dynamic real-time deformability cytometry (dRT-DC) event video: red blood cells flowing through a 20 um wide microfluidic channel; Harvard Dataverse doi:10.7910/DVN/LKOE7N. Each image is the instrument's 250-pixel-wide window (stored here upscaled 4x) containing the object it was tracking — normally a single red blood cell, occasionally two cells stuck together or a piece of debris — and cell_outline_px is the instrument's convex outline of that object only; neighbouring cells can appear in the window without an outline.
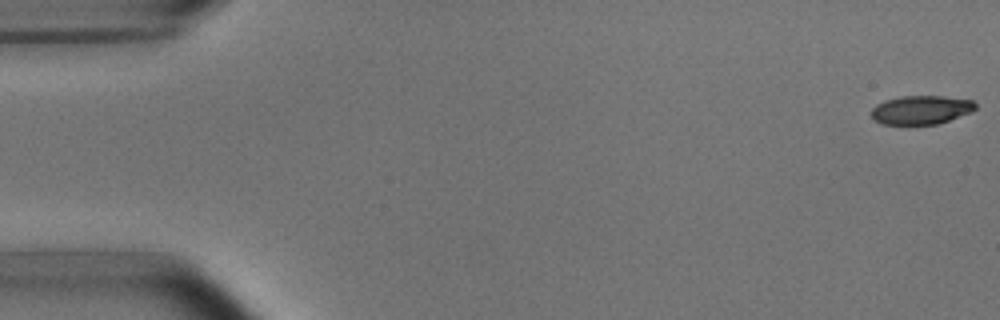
{"species": "common noctule bat (a hibernating species)", "species_latin": "Nyctalus noctula", "temperature_condition": "room temperature", "stored_images_in_passage": 4, "camera_frame_rate_fps": 3000, "um_per_image_px": 0.085, "animal": {"sex": "male", "body_mass_g": 15.6}, "frame": {"image": 1, "passage_image": 1, "time_ms": 0.0, "image_size_px": [1000, 320], "cell_outline_px": [[976, 108], [972, 112], [936, 124], [884, 124], [876, 120], [872, 116], [872, 108], [876, 104], [900, 96], [940, 96], [972, 100], [976, 104]], "centroid_in_image_um": [78.31, 9.33], "position_along_channel_um": 6.7, "area_um2": 17.17}}